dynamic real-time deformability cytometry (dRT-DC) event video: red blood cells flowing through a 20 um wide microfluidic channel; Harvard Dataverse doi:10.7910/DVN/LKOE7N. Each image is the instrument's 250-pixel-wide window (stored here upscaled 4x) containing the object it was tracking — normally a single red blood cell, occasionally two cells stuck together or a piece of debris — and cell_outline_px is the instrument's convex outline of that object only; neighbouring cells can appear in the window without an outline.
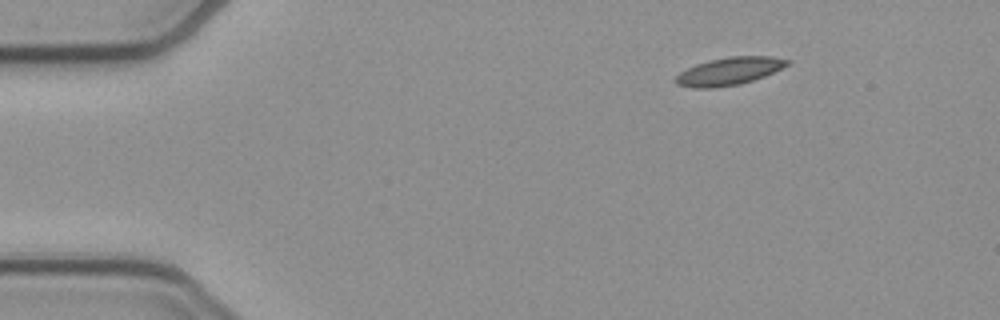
{"species": "common noctule bat (a hibernating species)", "species_latin": "Nyctalus noctula", "temperature_condition": "cold", "stored_images_in_passage": 46, "camera_frame_rate_fps": 3000, "um_per_image_px": 0.085, "animal": {"sex": "female", "body_mass_g": 21.9}, "frame": {"image": 1, "passage_image": 1, "time_ms": 0.0, "image_size_px": [1000, 320], "cell_outline_px": [[792, 60], [788, 64], [764, 76], [740, 84], [712, 88], [692, 88], [676, 84], [672, 80], [680, 72], [696, 64], [708, 60], [728, 56], [772, 56]], "centroid_in_image_um": [61.94, 6.05], "position_along_channel_um": 23.1, "area_um2": 18.03}}
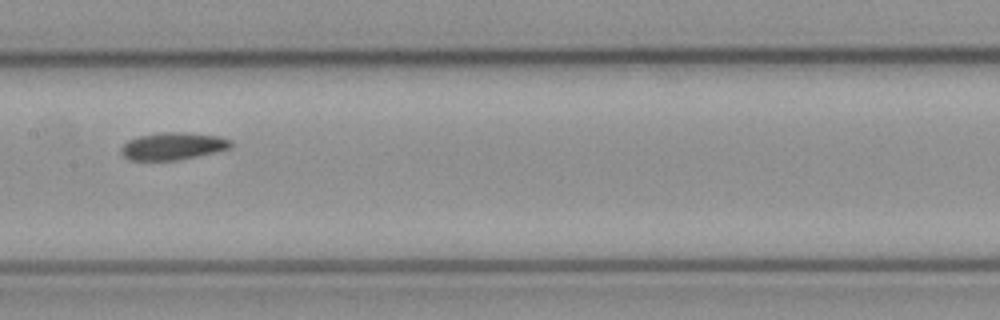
{"frame": {"image": 2, "passage_image": 20, "time_ms": 6.333, "image_size_px": [1000, 320], "cell_outline_px": [[232, 148], [216, 152], [180, 160], [128, 160], [120, 152], [120, 148], [128, 140], [140, 136], [160, 132], [184, 132], [216, 136], [232, 140]], "centroid_in_image_um": [14.7, 12.43], "position_along_channel_um": 192.7, "area_um2": 17.57}}
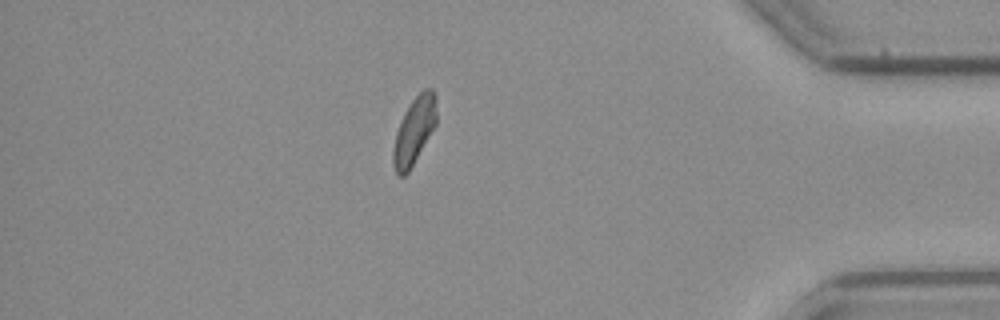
{"frame": {"image": 3, "passage_image": 39, "time_ms": 12.667, "image_size_px": [1000, 320], "cell_outline_px": [[436, 124], [408, 172], [404, 176], [396, 176], [392, 164], [392, 152], [396, 132], [400, 120], [404, 112], [412, 100], [424, 88], [432, 88], [436, 92]], "centroid_in_image_um": [35.19, 11.1], "position_along_channel_um": 400.0, "area_um2": 16.99}, "authors_computed_cell_mechanics": {"area_um2": 17.4845, "velocity_mm_per_s": 3.9068, "shape_relaxation_time_tau1_ms": null, "shape_relaxation_time_tau2_ms": 6.3804, "deformation_change_tau1": null, "deformation_change_tau2": 0.1267}}